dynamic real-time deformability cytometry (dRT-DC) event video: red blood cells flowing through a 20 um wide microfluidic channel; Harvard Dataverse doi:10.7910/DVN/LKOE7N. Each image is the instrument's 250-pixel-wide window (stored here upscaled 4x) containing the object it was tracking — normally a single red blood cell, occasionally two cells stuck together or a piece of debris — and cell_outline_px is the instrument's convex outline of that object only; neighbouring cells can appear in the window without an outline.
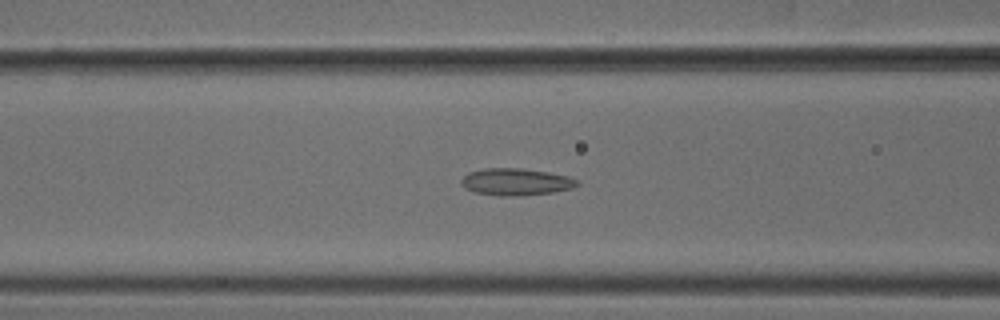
{"species": "common noctule bat (a hibernating species)", "species_latin": "Nyctalus noctula", "temperature_condition": "cold", "stored_images_in_passage": 54, "camera_frame_rate_fps": 3000, "um_per_image_px": 0.085, "animal": {"sex": "male", "body_mass_g": 18.8}, "frame": {"image": 1, "passage_image": 22, "time_ms": 7.0, "image_size_px": [1000, 320], "cell_outline_px": [[580, 184], [572, 188], [552, 192], [520, 196], [500, 196], [476, 192], [464, 188], [460, 184], [460, 180], [468, 172], [484, 168], [524, 168], [548, 172], [568, 176], [576, 180]], "centroid_in_image_um": [43.82, 15.45], "position_along_channel_um": 122.8, "area_um2": 18.32}}
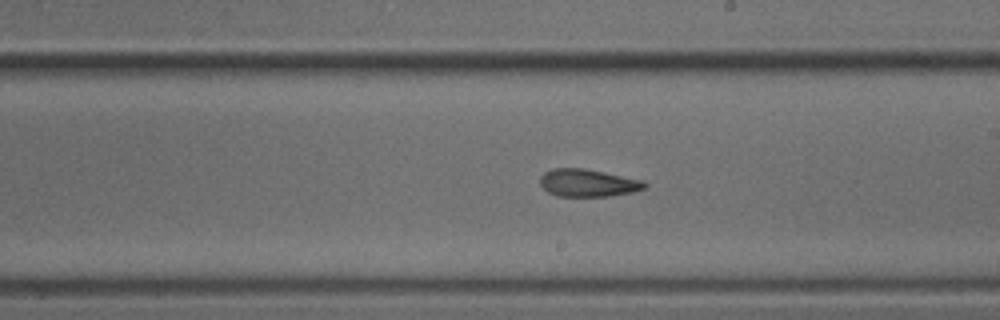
{"frame": {"image": 2, "passage_image": 31, "time_ms": 10.0, "image_size_px": [1000, 320], "cell_outline_px": [[648, 184], [644, 188], [632, 192], [612, 196], [556, 196], [548, 192], [540, 184], [540, 176], [544, 172], [552, 168], [584, 168], [644, 180]], "centroid_in_image_um": [49.97, 15.54], "position_along_channel_um": 239.0, "area_um2": 16.88}}
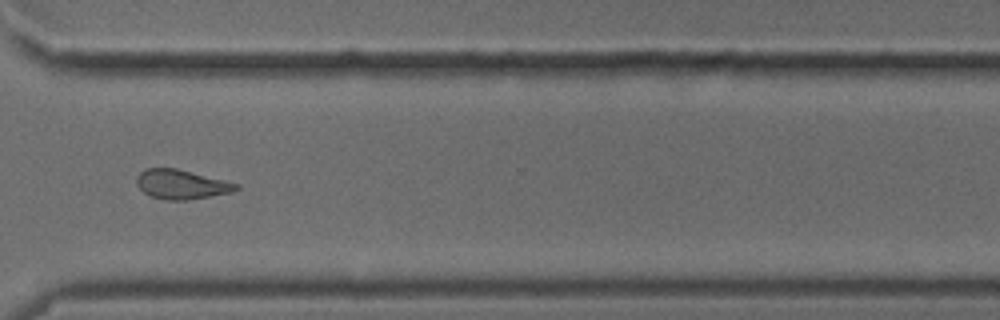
{"frame": {"image": 3, "passage_image": 40, "time_ms": 13.0, "image_size_px": [1000, 320], "cell_outline_px": [[240, 188], [232, 192], [188, 200], [164, 200], [152, 196], [144, 192], [136, 184], [136, 176], [144, 168], [176, 168], [240, 184]], "centroid_in_image_um": [15.41, 15.67], "position_along_channel_um": 355.2, "area_um2": 17.05}, "authors_computed_cell_mechanics": {"area_um2": 17.6868, "velocity_mm_per_s": 3.8792, "shape_relaxation_time_tau1_ms": 8.8756, "shape_relaxation_time_tau2_ms": 2.494, "deformation_change_tau1": 0.1539, "deformation_change_tau2": 0.0917}}